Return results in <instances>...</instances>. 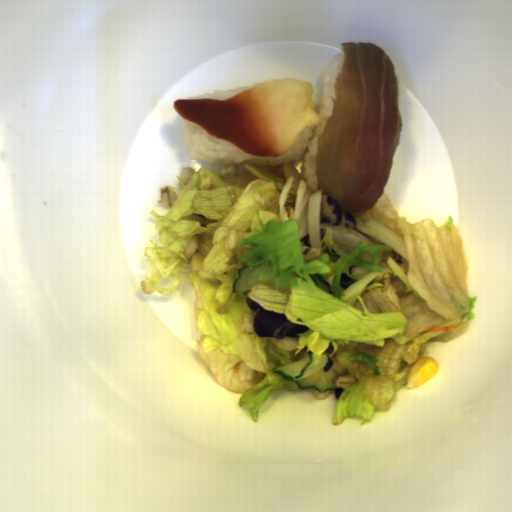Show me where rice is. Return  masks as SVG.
Wrapping results in <instances>:
<instances>
[{
    "instance_id": "obj_1",
    "label": "rice",
    "mask_w": 512,
    "mask_h": 512,
    "mask_svg": "<svg viewBox=\"0 0 512 512\" xmlns=\"http://www.w3.org/2000/svg\"><path fill=\"white\" fill-rule=\"evenodd\" d=\"M328 67L320 72L323 91L320 100L321 123L319 126L306 127L298 136L290 149L280 156L250 155L231 142L207 133L195 122L181 119V129L186 151L196 161L211 163L239 164L254 162L261 166H276L298 161L303 156L302 176L310 191H318L316 174V150L318 138L324 130L333 109L334 91L337 77L343 63V52L332 56Z\"/></svg>"
},
{
    "instance_id": "obj_2",
    "label": "rice",
    "mask_w": 512,
    "mask_h": 512,
    "mask_svg": "<svg viewBox=\"0 0 512 512\" xmlns=\"http://www.w3.org/2000/svg\"><path fill=\"white\" fill-rule=\"evenodd\" d=\"M266 81H273V80H265V81H262V82H258V83H254V84H251V85H247V86H244L242 88H239V89H236V90H226V91H214V92H210V93H206V94H202V95H198V96H190L186 99H215V100H225V99H229L231 98L232 96L240 93V92H243L253 86H256L260 83H263V82H266Z\"/></svg>"
},
{
    "instance_id": "obj_3",
    "label": "rice",
    "mask_w": 512,
    "mask_h": 512,
    "mask_svg": "<svg viewBox=\"0 0 512 512\" xmlns=\"http://www.w3.org/2000/svg\"><path fill=\"white\" fill-rule=\"evenodd\" d=\"M395 79H396V85H397L399 105H400V109H401L403 100H404V96H405L406 84L404 83V81L401 78H399L396 75H395Z\"/></svg>"
}]
</instances>
